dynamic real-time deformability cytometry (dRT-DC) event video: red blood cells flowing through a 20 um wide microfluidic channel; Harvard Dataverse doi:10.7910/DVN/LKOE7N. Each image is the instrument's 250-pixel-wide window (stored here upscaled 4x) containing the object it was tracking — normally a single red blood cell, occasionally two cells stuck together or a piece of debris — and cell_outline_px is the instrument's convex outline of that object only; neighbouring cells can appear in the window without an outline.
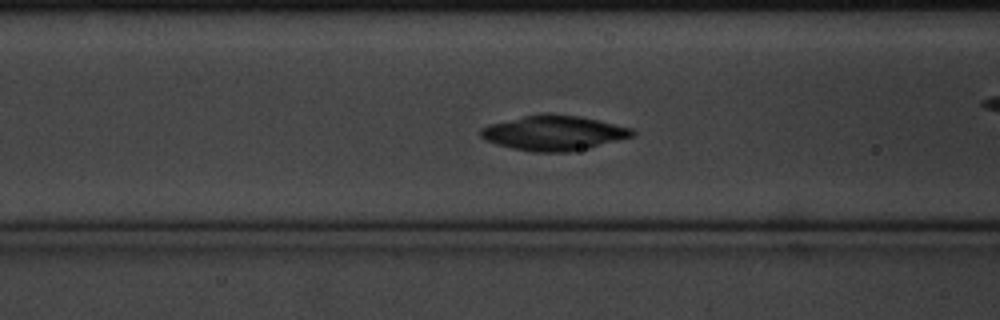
{"species": "common noctule bat (a hibernating species)", "species_latin": "Nyctalus noctula", "temperature_condition": "cold", "stored_images_in_passage": 50, "camera_frame_rate_fps": 3000, "um_per_image_px": 0.085, "animal": {"sex": "male", "body_mass_g": 20.1, "forearm_length_mm": 53.5}, "frame": {"image": 1, "passage_image": 13, "time_ms": 4.0, "image_size_px": [1000, 320], "cell_outline_px": [[636, 132], [632, 136], [588, 148], [572, 152], [536, 152], [512, 148], [496, 144], [480, 136], [480, 128], [488, 124], [524, 116], [580, 116], [632, 128]], "centroid_in_image_um": [47.06, 11.33], "position_along_channel_um": 119.5, "area_um2": 29.94}}
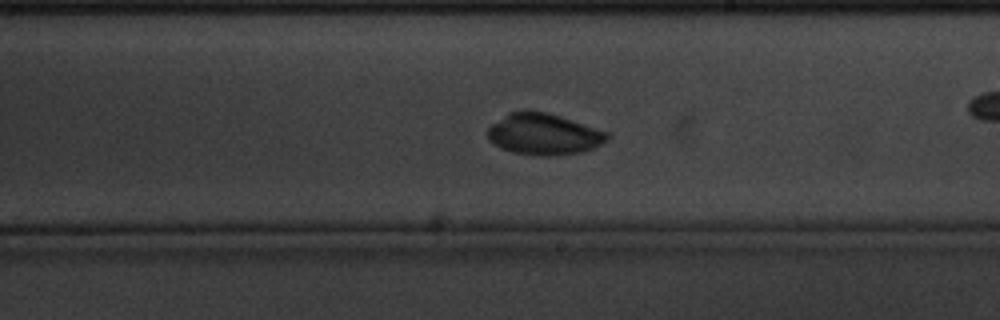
{"frame": {"image": 2, "passage_image": 24, "time_ms": 7.667, "image_size_px": [1000, 320], "cell_outline_px": [[612, 136], [608, 140], [584, 152], [548, 156], [540, 156], [512, 152], [500, 148], [488, 140], [488, 128], [492, 124], [508, 112], [528, 108], [548, 112], [612, 132]], "centroid_in_image_um": [46.25, 11.38], "position_along_channel_um": 242.7, "area_um2": 29.54}}
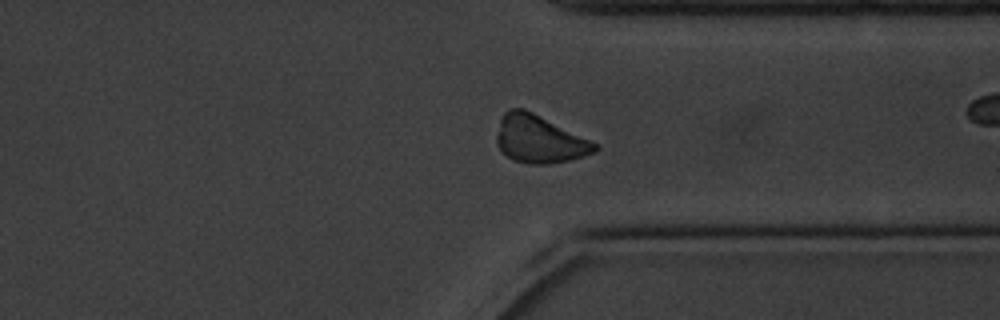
{"frame": {"image": 3, "passage_image": 35, "time_ms": 11.333, "image_size_px": [1000, 320], "cell_outline_px": [[600, 148], [596, 152], [584, 156], [568, 160], [548, 164], [528, 164], [512, 160], [496, 144], [496, 132], [500, 120], [504, 112], [508, 108], [524, 108], [592, 140], [600, 144]], "centroid_in_image_um": [45.86, 11.82], "position_along_channel_um": 365.5, "area_um2": 27.57}, "authors_computed_cell_mechanics": {"area_um2": 27.744, "velocity_mm_per_s": 3.3645, "shape_relaxation_time_tau1_ms": 5.1907, "shape_relaxation_time_tau2_ms": null, "deformation_change_tau1": 0.2332, "deformation_change_tau2": null}}